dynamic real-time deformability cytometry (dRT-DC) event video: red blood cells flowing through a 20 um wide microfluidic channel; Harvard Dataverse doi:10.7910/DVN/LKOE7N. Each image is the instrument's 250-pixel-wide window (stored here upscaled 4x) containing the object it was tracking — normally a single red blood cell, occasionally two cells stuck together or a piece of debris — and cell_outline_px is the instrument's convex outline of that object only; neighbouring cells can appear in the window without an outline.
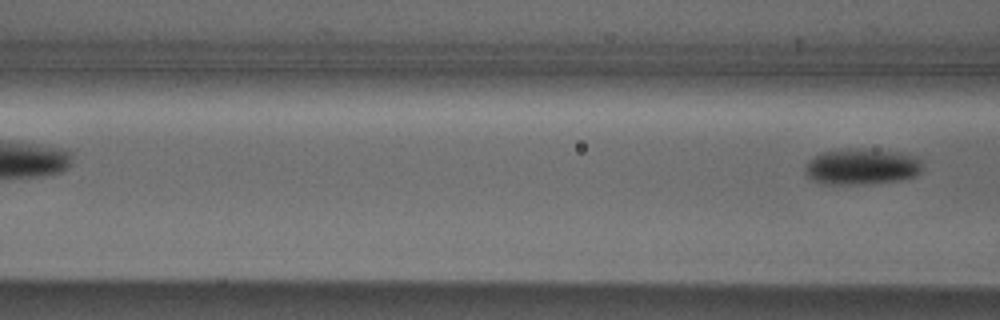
{"species": "Egyptian fruit bat (a non-hibernating species)", "species_latin": "Rousettus aegyptiacus", "temperature_condition": "cold", "stored_images_in_passage": 6, "camera_frame_rate_fps": 3000, "um_per_image_px": 0.085, "animal": {"sex": "male"}, "frame": {"image": 1, "passage_image": 6, "time_ms": 6.667, "image_size_px": [1000, 320], "cell_outline_px": [[920, 172], [916, 176], [900, 180], [864, 184], [824, 184], [812, 180], [804, 172], [804, 168], [808, 160], [820, 152], [840, 148], [860, 148], [904, 152], [916, 156], [920, 160]], "centroid_in_image_um": [73.21, 14.14], "position_along_channel_um": 93.4, "area_um2": 25.14}}